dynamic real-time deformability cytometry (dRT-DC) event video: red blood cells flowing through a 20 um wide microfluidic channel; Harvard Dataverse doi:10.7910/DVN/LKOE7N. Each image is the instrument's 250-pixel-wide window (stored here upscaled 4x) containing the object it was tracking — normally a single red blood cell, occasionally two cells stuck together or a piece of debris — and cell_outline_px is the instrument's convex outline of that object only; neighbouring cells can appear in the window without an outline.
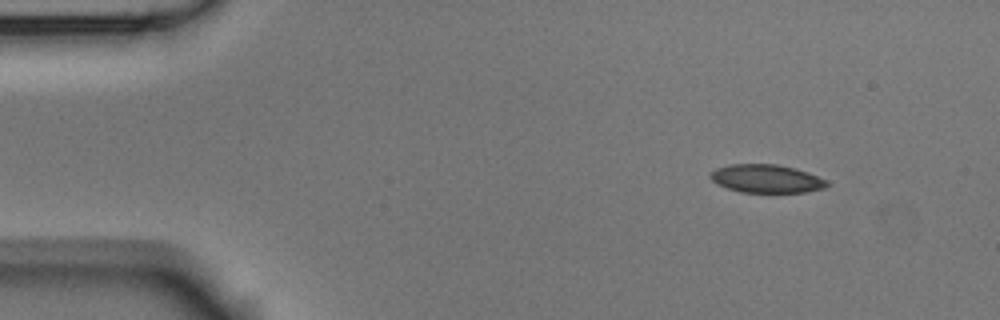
{"species": "Egyptian fruit bat (a non-hibernating species)", "species_latin": "Rousettus aegyptiacus", "temperature_condition": "room temperature", "stored_images_in_passage": 50, "camera_frame_rate_fps": 3000, "um_per_image_px": 0.085, "animal": {"sex": "male"}, "frame": {"image": 1, "passage_image": 1, "time_ms": 0.0, "image_size_px": [1000, 320], "cell_outline_px": [[828, 184], [824, 188], [804, 192], [740, 192], [728, 188], [712, 180], [708, 176], [716, 168], [728, 164], [776, 164], [796, 168], [828, 180]], "centroid_in_image_um": [65.15, 15.18], "position_along_channel_um": 19.9, "area_um2": 19.07}}
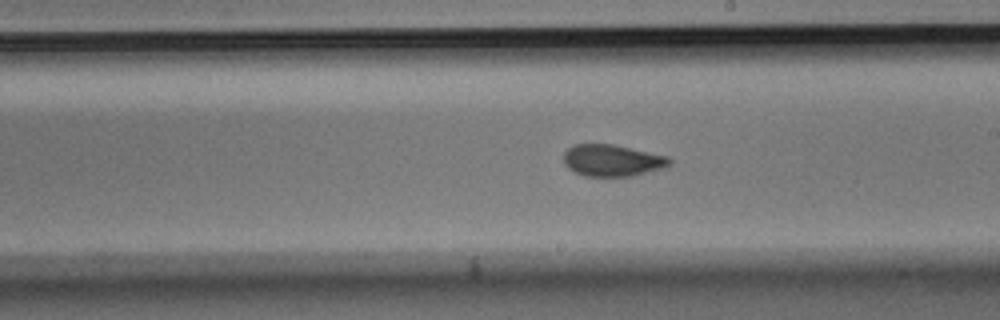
{"frame": {"image": 2, "passage_image": 26, "time_ms": 8.333, "image_size_px": [1000, 320], "cell_outline_px": [[672, 160], [668, 164], [660, 168], [632, 176], [584, 176], [568, 168], [564, 164], [564, 152], [568, 148], [576, 144], [612, 144], [668, 156]], "centroid_in_image_um": [52.0, 13.63], "position_along_channel_um": 237.0, "area_um2": 19.31}}
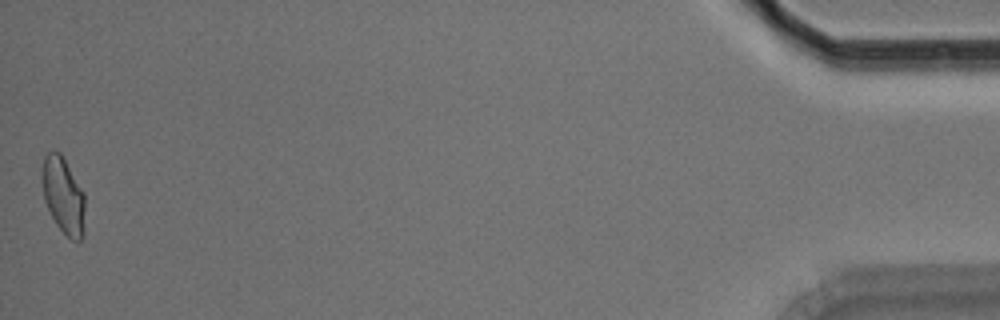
{"frame": {"image": 3, "passage_image": 50, "time_ms": 16.333, "image_size_px": [1000, 320], "cell_outline_px": [[84, 236], [80, 240], [72, 240], [56, 224], [44, 200], [40, 176], [44, 156], [48, 152], [60, 152], [84, 192]], "centroid_in_image_um": [5.37, 16.61], "position_along_channel_um": 429.8, "area_um2": 19.13}, "authors_computed_cell_mechanics": {"area_um2": 19.5942, "velocity_mm_per_s": 3.6006, "shape_relaxation_time_tau1_ms": 10.6183, "shape_relaxation_time_tau2_ms": 2.2026, "deformation_change_tau1": 0.1746, "deformation_change_tau2": 0.0791}}